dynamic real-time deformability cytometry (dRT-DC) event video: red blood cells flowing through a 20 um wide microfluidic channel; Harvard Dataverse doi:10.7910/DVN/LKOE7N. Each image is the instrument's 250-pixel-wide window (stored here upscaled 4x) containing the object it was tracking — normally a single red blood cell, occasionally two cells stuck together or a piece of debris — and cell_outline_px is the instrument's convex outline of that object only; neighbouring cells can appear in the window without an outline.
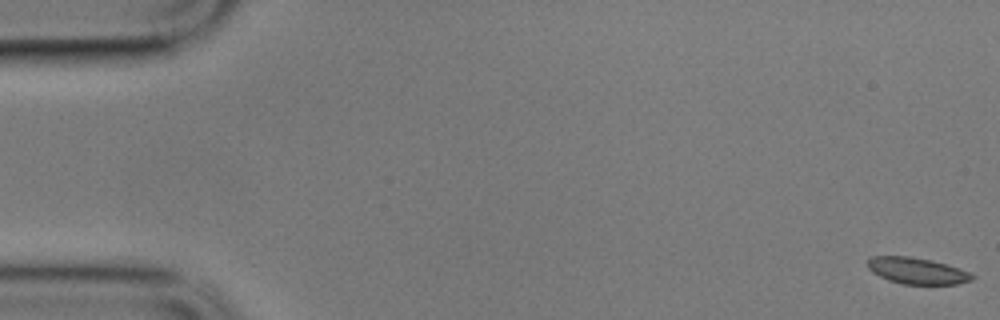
{"species": "common noctule bat (a hibernating species)", "species_latin": "Nyctalus noctula", "temperature_condition": "cold", "stored_images_in_passage": 60, "camera_frame_rate_fps": 3000, "um_per_image_px": 0.085, "animal": {"sex": "male", "body_mass_g": 17.9}, "frame": {"image": 1, "passage_image": 1, "time_ms": 0.0, "image_size_px": [1000, 320], "cell_outline_px": [[976, 276], [972, 280], [956, 284], [900, 284], [888, 280], [872, 272], [868, 268], [868, 260], [872, 256], [908, 256], [932, 260], [960, 268]], "centroid_in_image_um": [77.95, 23.02], "position_along_channel_um": 7.1, "area_um2": 16.07}}
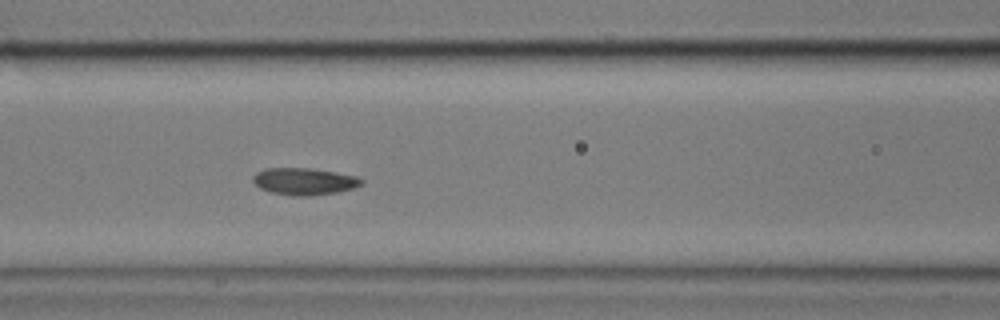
{"frame": {"image": 2, "passage_image": 25, "time_ms": 8.0, "image_size_px": [1000, 320], "cell_outline_px": [[364, 184], [352, 188], [336, 192], [308, 196], [292, 196], [268, 192], [260, 188], [252, 180], [252, 176], [256, 172], [264, 168], [312, 168], [336, 172], [356, 176], [364, 180]], "centroid_in_image_um": [25.84, 15.41], "position_along_channel_um": 140.8, "area_um2": 17.22}}
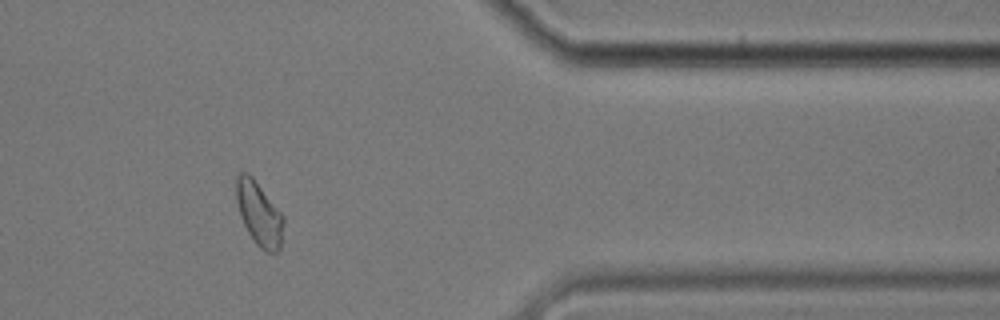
{"frame": {"image": 3, "passage_image": 49, "time_ms": 16.0, "image_size_px": [1000, 320], "cell_outline_px": [[284, 220], [280, 248], [276, 252], [268, 252], [260, 248], [256, 244], [248, 232], [240, 216], [236, 200], [236, 176], [240, 172], [248, 172], [252, 176], [284, 216]], "centroid_in_image_um": [22.01, 18.14], "position_along_channel_um": 389.4, "area_um2": 17.51}, "authors_computed_cell_mechanics": {"area_um2": 17.051, "velocity_mm_per_s": 3.3748, "shape_relaxation_time_tau1_ms": 4.5049, "shape_relaxation_time_tau2_ms": 2.7124, "deformation_change_tau1": 0.1088, "deformation_change_tau2": 0.0667}}